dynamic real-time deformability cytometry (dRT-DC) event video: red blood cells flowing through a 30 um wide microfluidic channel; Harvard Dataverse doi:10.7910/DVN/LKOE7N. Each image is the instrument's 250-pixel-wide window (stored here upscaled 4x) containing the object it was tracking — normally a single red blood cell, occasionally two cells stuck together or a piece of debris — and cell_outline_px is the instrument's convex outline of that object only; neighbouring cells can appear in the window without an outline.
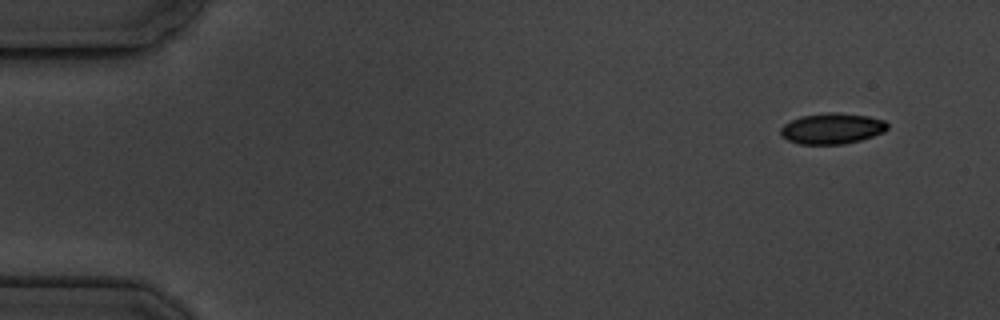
{"species": "common noctule bat (a hibernating species)", "species_latin": "Nyctalus noctula", "temperature_condition": "cold", "stored_images_in_passage": 16, "camera_frame_rate_fps": 3000, "um_per_image_px": 0.085, "animal": {"sex": "male", "body_mass_g": 19.5, "forearm_length_mm": 54.6}, "frame": {"image": 1, "passage_image": 1, "time_ms": 0.0, "image_size_px": [1000, 320], "cell_outline_px": [[888, 128], [884, 132], [860, 140], [844, 144], [800, 144], [788, 140], [780, 136], [780, 128], [784, 124], [800, 116], [828, 112], [840, 112], [868, 116], [884, 120], [888, 124]], "centroid_in_image_um": [70.71, 10.92], "position_along_channel_um": 14.3, "area_um2": 19.31}}
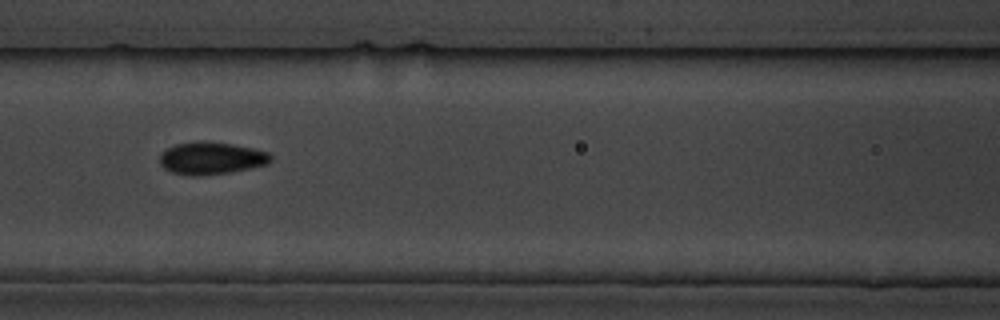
{"frame": {"image": 2, "passage_image": 7, "time_ms": 7.0, "image_size_px": [1000, 320], "cell_outline_px": [[272, 160], [268, 164], [228, 172], [192, 176], [172, 172], [164, 168], [160, 164], [160, 152], [176, 144], [196, 140], [204, 140], [232, 144], [252, 148], [268, 152], [272, 156]], "centroid_in_image_um": [17.93, 13.42], "position_along_channel_um": 148.7, "area_um2": 20.92}}
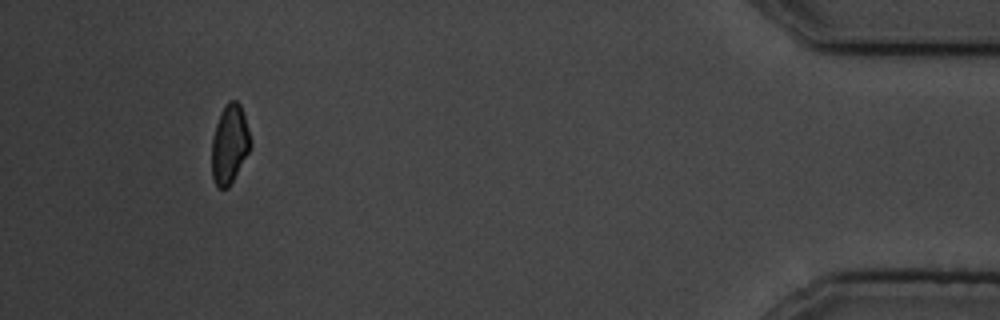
{"frame": {"image": 3, "passage_image": 15, "time_ms": 16.333, "image_size_px": [1000, 320], "cell_outline_px": [[252, 144], [248, 152], [228, 188], [216, 188], [212, 176], [212, 140], [216, 124], [220, 112], [224, 104], [228, 100], [236, 100], [240, 104], [244, 116]], "centroid_in_image_um": [19.49, 12.24], "position_along_channel_um": 415.7, "area_um2": 17.69}, "authors_computed_cell_mechanics": {"area_um2": 19.3919, "velocity_mm_per_s": 3.5474, "shape_relaxation_time_tau1_ms": 1.1711, "shape_relaxation_time_tau2_ms": 3.4602, "deformation_change_tau1": 0.047, "deformation_change_tau2": 0.0476}}